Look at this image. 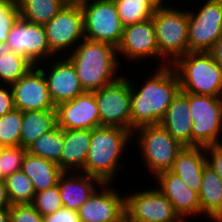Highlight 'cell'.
I'll return each instance as SVG.
<instances>
[{"label": "cell", "instance_id": "cell-1", "mask_svg": "<svg viewBox=\"0 0 222 222\" xmlns=\"http://www.w3.org/2000/svg\"><path fill=\"white\" fill-rule=\"evenodd\" d=\"M161 65L142 87L139 86V90L130 82L132 134L140 126L160 124L167 108L181 91L173 66L166 65L165 62Z\"/></svg>", "mask_w": 222, "mask_h": 222}, {"label": "cell", "instance_id": "cell-2", "mask_svg": "<svg viewBox=\"0 0 222 222\" xmlns=\"http://www.w3.org/2000/svg\"><path fill=\"white\" fill-rule=\"evenodd\" d=\"M71 49L67 59L73 64L85 91L99 90L121 77L116 76L119 56L111 44L84 38Z\"/></svg>", "mask_w": 222, "mask_h": 222}, {"label": "cell", "instance_id": "cell-3", "mask_svg": "<svg viewBox=\"0 0 222 222\" xmlns=\"http://www.w3.org/2000/svg\"><path fill=\"white\" fill-rule=\"evenodd\" d=\"M131 137V132L120 127L92 129L86 163L81 172L98 178L102 183H114L118 169L123 167L119 160Z\"/></svg>", "mask_w": 222, "mask_h": 222}, {"label": "cell", "instance_id": "cell-4", "mask_svg": "<svg viewBox=\"0 0 222 222\" xmlns=\"http://www.w3.org/2000/svg\"><path fill=\"white\" fill-rule=\"evenodd\" d=\"M172 66L182 92L222 97V68L209 52H188Z\"/></svg>", "mask_w": 222, "mask_h": 222}, {"label": "cell", "instance_id": "cell-5", "mask_svg": "<svg viewBox=\"0 0 222 222\" xmlns=\"http://www.w3.org/2000/svg\"><path fill=\"white\" fill-rule=\"evenodd\" d=\"M152 21L160 57L166 65H172L189 52L188 11L166 5L157 7Z\"/></svg>", "mask_w": 222, "mask_h": 222}, {"label": "cell", "instance_id": "cell-6", "mask_svg": "<svg viewBox=\"0 0 222 222\" xmlns=\"http://www.w3.org/2000/svg\"><path fill=\"white\" fill-rule=\"evenodd\" d=\"M136 131H139V134ZM135 132L143 163L148 170L153 172V175L170 170L183 146L161 124L140 126L134 129L133 137L136 136Z\"/></svg>", "mask_w": 222, "mask_h": 222}, {"label": "cell", "instance_id": "cell-7", "mask_svg": "<svg viewBox=\"0 0 222 222\" xmlns=\"http://www.w3.org/2000/svg\"><path fill=\"white\" fill-rule=\"evenodd\" d=\"M189 109L192 119V147L222 143V97L189 93Z\"/></svg>", "mask_w": 222, "mask_h": 222}, {"label": "cell", "instance_id": "cell-8", "mask_svg": "<svg viewBox=\"0 0 222 222\" xmlns=\"http://www.w3.org/2000/svg\"><path fill=\"white\" fill-rule=\"evenodd\" d=\"M86 39L119 45L124 26L113 0H90L80 4Z\"/></svg>", "mask_w": 222, "mask_h": 222}, {"label": "cell", "instance_id": "cell-9", "mask_svg": "<svg viewBox=\"0 0 222 222\" xmlns=\"http://www.w3.org/2000/svg\"><path fill=\"white\" fill-rule=\"evenodd\" d=\"M130 81L121 76L95 91L101 126H115L131 132Z\"/></svg>", "mask_w": 222, "mask_h": 222}, {"label": "cell", "instance_id": "cell-10", "mask_svg": "<svg viewBox=\"0 0 222 222\" xmlns=\"http://www.w3.org/2000/svg\"><path fill=\"white\" fill-rule=\"evenodd\" d=\"M203 6L188 12L189 52H209L222 36V4L207 0Z\"/></svg>", "mask_w": 222, "mask_h": 222}, {"label": "cell", "instance_id": "cell-11", "mask_svg": "<svg viewBox=\"0 0 222 222\" xmlns=\"http://www.w3.org/2000/svg\"><path fill=\"white\" fill-rule=\"evenodd\" d=\"M127 222H178L182 218L157 188L125 195Z\"/></svg>", "mask_w": 222, "mask_h": 222}, {"label": "cell", "instance_id": "cell-12", "mask_svg": "<svg viewBox=\"0 0 222 222\" xmlns=\"http://www.w3.org/2000/svg\"><path fill=\"white\" fill-rule=\"evenodd\" d=\"M51 52L59 54L84 38V16L80 4H66L44 25ZM79 41V42H78Z\"/></svg>", "mask_w": 222, "mask_h": 222}, {"label": "cell", "instance_id": "cell-13", "mask_svg": "<svg viewBox=\"0 0 222 222\" xmlns=\"http://www.w3.org/2000/svg\"><path fill=\"white\" fill-rule=\"evenodd\" d=\"M7 43L13 52L22 54L35 66L45 58L54 59L55 56L50 50L44 25L30 23L20 16L9 32Z\"/></svg>", "mask_w": 222, "mask_h": 222}, {"label": "cell", "instance_id": "cell-14", "mask_svg": "<svg viewBox=\"0 0 222 222\" xmlns=\"http://www.w3.org/2000/svg\"><path fill=\"white\" fill-rule=\"evenodd\" d=\"M111 185L112 183H102L101 190H95L80 206L77 212L81 222H127L125 196L120 195Z\"/></svg>", "mask_w": 222, "mask_h": 222}, {"label": "cell", "instance_id": "cell-15", "mask_svg": "<svg viewBox=\"0 0 222 222\" xmlns=\"http://www.w3.org/2000/svg\"><path fill=\"white\" fill-rule=\"evenodd\" d=\"M15 109L22 112L32 110H55L46 79L38 65L33 66L17 82L11 85Z\"/></svg>", "mask_w": 222, "mask_h": 222}, {"label": "cell", "instance_id": "cell-16", "mask_svg": "<svg viewBox=\"0 0 222 222\" xmlns=\"http://www.w3.org/2000/svg\"><path fill=\"white\" fill-rule=\"evenodd\" d=\"M57 126L62 130L89 129L101 126L95 91L85 92L55 107Z\"/></svg>", "mask_w": 222, "mask_h": 222}, {"label": "cell", "instance_id": "cell-17", "mask_svg": "<svg viewBox=\"0 0 222 222\" xmlns=\"http://www.w3.org/2000/svg\"><path fill=\"white\" fill-rule=\"evenodd\" d=\"M116 49L118 55L124 56L128 60L127 62L159 57L152 18L125 26L121 41Z\"/></svg>", "mask_w": 222, "mask_h": 222}, {"label": "cell", "instance_id": "cell-18", "mask_svg": "<svg viewBox=\"0 0 222 222\" xmlns=\"http://www.w3.org/2000/svg\"><path fill=\"white\" fill-rule=\"evenodd\" d=\"M48 72L39 67L47 82L50 98L55 107L63 102L71 101L85 93L73 64L63 56L53 62Z\"/></svg>", "mask_w": 222, "mask_h": 222}, {"label": "cell", "instance_id": "cell-19", "mask_svg": "<svg viewBox=\"0 0 222 222\" xmlns=\"http://www.w3.org/2000/svg\"><path fill=\"white\" fill-rule=\"evenodd\" d=\"M158 190L172 203L181 218L201 215L199 194L189 189L182 179L170 170L155 175ZM160 185V186H159Z\"/></svg>", "mask_w": 222, "mask_h": 222}, {"label": "cell", "instance_id": "cell-20", "mask_svg": "<svg viewBox=\"0 0 222 222\" xmlns=\"http://www.w3.org/2000/svg\"><path fill=\"white\" fill-rule=\"evenodd\" d=\"M160 124L183 147H192V119L188 92L178 93Z\"/></svg>", "mask_w": 222, "mask_h": 222}, {"label": "cell", "instance_id": "cell-21", "mask_svg": "<svg viewBox=\"0 0 222 222\" xmlns=\"http://www.w3.org/2000/svg\"><path fill=\"white\" fill-rule=\"evenodd\" d=\"M70 173L72 172H63L61 174L58 181V188L63 207L78 211L80 206H82L97 189L95 185L100 186L102 182L98 178L83 172H80L81 174L75 173L71 176L69 175Z\"/></svg>", "mask_w": 222, "mask_h": 222}, {"label": "cell", "instance_id": "cell-22", "mask_svg": "<svg viewBox=\"0 0 222 222\" xmlns=\"http://www.w3.org/2000/svg\"><path fill=\"white\" fill-rule=\"evenodd\" d=\"M90 140L91 130L89 129L63 130V150L57 162L58 167L63 172L82 171L86 163Z\"/></svg>", "mask_w": 222, "mask_h": 222}, {"label": "cell", "instance_id": "cell-23", "mask_svg": "<svg viewBox=\"0 0 222 222\" xmlns=\"http://www.w3.org/2000/svg\"><path fill=\"white\" fill-rule=\"evenodd\" d=\"M206 164L207 156L204 147H183L177 154L170 171L179 176L189 189L199 194Z\"/></svg>", "mask_w": 222, "mask_h": 222}, {"label": "cell", "instance_id": "cell-24", "mask_svg": "<svg viewBox=\"0 0 222 222\" xmlns=\"http://www.w3.org/2000/svg\"><path fill=\"white\" fill-rule=\"evenodd\" d=\"M199 202L202 214L213 222H222V179L207 164L203 169Z\"/></svg>", "mask_w": 222, "mask_h": 222}, {"label": "cell", "instance_id": "cell-25", "mask_svg": "<svg viewBox=\"0 0 222 222\" xmlns=\"http://www.w3.org/2000/svg\"><path fill=\"white\" fill-rule=\"evenodd\" d=\"M21 170L33 182L35 192L44 191L58 185L63 171L56 162L26 152Z\"/></svg>", "mask_w": 222, "mask_h": 222}, {"label": "cell", "instance_id": "cell-26", "mask_svg": "<svg viewBox=\"0 0 222 222\" xmlns=\"http://www.w3.org/2000/svg\"><path fill=\"white\" fill-rule=\"evenodd\" d=\"M57 126L56 110H32L22 112L20 146L28 148L42 134Z\"/></svg>", "mask_w": 222, "mask_h": 222}, {"label": "cell", "instance_id": "cell-27", "mask_svg": "<svg viewBox=\"0 0 222 222\" xmlns=\"http://www.w3.org/2000/svg\"><path fill=\"white\" fill-rule=\"evenodd\" d=\"M33 66L22 54L13 52L7 42H0V81L4 86L17 82Z\"/></svg>", "mask_w": 222, "mask_h": 222}, {"label": "cell", "instance_id": "cell-28", "mask_svg": "<svg viewBox=\"0 0 222 222\" xmlns=\"http://www.w3.org/2000/svg\"><path fill=\"white\" fill-rule=\"evenodd\" d=\"M19 16L30 23L47 24L67 3L65 0H16Z\"/></svg>", "mask_w": 222, "mask_h": 222}, {"label": "cell", "instance_id": "cell-29", "mask_svg": "<svg viewBox=\"0 0 222 222\" xmlns=\"http://www.w3.org/2000/svg\"><path fill=\"white\" fill-rule=\"evenodd\" d=\"M123 26L151 19L156 5L150 0H113Z\"/></svg>", "mask_w": 222, "mask_h": 222}, {"label": "cell", "instance_id": "cell-30", "mask_svg": "<svg viewBox=\"0 0 222 222\" xmlns=\"http://www.w3.org/2000/svg\"><path fill=\"white\" fill-rule=\"evenodd\" d=\"M63 150V130L56 126L50 132L42 134L28 148L31 155L42 157L53 162L60 160Z\"/></svg>", "mask_w": 222, "mask_h": 222}, {"label": "cell", "instance_id": "cell-31", "mask_svg": "<svg viewBox=\"0 0 222 222\" xmlns=\"http://www.w3.org/2000/svg\"><path fill=\"white\" fill-rule=\"evenodd\" d=\"M9 200L14 204H31L35 188L31 179L19 170L4 178Z\"/></svg>", "mask_w": 222, "mask_h": 222}, {"label": "cell", "instance_id": "cell-32", "mask_svg": "<svg viewBox=\"0 0 222 222\" xmlns=\"http://www.w3.org/2000/svg\"><path fill=\"white\" fill-rule=\"evenodd\" d=\"M22 111L13 109L0 116V147L20 145Z\"/></svg>", "mask_w": 222, "mask_h": 222}, {"label": "cell", "instance_id": "cell-33", "mask_svg": "<svg viewBox=\"0 0 222 222\" xmlns=\"http://www.w3.org/2000/svg\"><path fill=\"white\" fill-rule=\"evenodd\" d=\"M26 152L20 145L0 147V172L4 178L21 170Z\"/></svg>", "mask_w": 222, "mask_h": 222}, {"label": "cell", "instance_id": "cell-34", "mask_svg": "<svg viewBox=\"0 0 222 222\" xmlns=\"http://www.w3.org/2000/svg\"><path fill=\"white\" fill-rule=\"evenodd\" d=\"M31 205L44 217L63 207L58 185L36 192Z\"/></svg>", "mask_w": 222, "mask_h": 222}, {"label": "cell", "instance_id": "cell-35", "mask_svg": "<svg viewBox=\"0 0 222 222\" xmlns=\"http://www.w3.org/2000/svg\"><path fill=\"white\" fill-rule=\"evenodd\" d=\"M18 17L16 0H0V42H7L9 32Z\"/></svg>", "mask_w": 222, "mask_h": 222}, {"label": "cell", "instance_id": "cell-36", "mask_svg": "<svg viewBox=\"0 0 222 222\" xmlns=\"http://www.w3.org/2000/svg\"><path fill=\"white\" fill-rule=\"evenodd\" d=\"M9 222H43V216L31 204H14Z\"/></svg>", "mask_w": 222, "mask_h": 222}, {"label": "cell", "instance_id": "cell-37", "mask_svg": "<svg viewBox=\"0 0 222 222\" xmlns=\"http://www.w3.org/2000/svg\"><path fill=\"white\" fill-rule=\"evenodd\" d=\"M207 156V165L211 167L222 179V143L204 147ZM209 158V159H208Z\"/></svg>", "mask_w": 222, "mask_h": 222}, {"label": "cell", "instance_id": "cell-38", "mask_svg": "<svg viewBox=\"0 0 222 222\" xmlns=\"http://www.w3.org/2000/svg\"><path fill=\"white\" fill-rule=\"evenodd\" d=\"M43 222H81L78 212L61 207L56 212L43 217Z\"/></svg>", "mask_w": 222, "mask_h": 222}, {"label": "cell", "instance_id": "cell-39", "mask_svg": "<svg viewBox=\"0 0 222 222\" xmlns=\"http://www.w3.org/2000/svg\"><path fill=\"white\" fill-rule=\"evenodd\" d=\"M0 116H3L4 114L11 112L15 107L13 103V94L11 86L10 88H3L2 85H0Z\"/></svg>", "mask_w": 222, "mask_h": 222}, {"label": "cell", "instance_id": "cell-40", "mask_svg": "<svg viewBox=\"0 0 222 222\" xmlns=\"http://www.w3.org/2000/svg\"><path fill=\"white\" fill-rule=\"evenodd\" d=\"M209 53L212 55L214 61L222 68V36L213 45Z\"/></svg>", "mask_w": 222, "mask_h": 222}, {"label": "cell", "instance_id": "cell-41", "mask_svg": "<svg viewBox=\"0 0 222 222\" xmlns=\"http://www.w3.org/2000/svg\"><path fill=\"white\" fill-rule=\"evenodd\" d=\"M5 180L0 181V208L11 207Z\"/></svg>", "mask_w": 222, "mask_h": 222}, {"label": "cell", "instance_id": "cell-42", "mask_svg": "<svg viewBox=\"0 0 222 222\" xmlns=\"http://www.w3.org/2000/svg\"><path fill=\"white\" fill-rule=\"evenodd\" d=\"M10 207L0 208V222H9Z\"/></svg>", "mask_w": 222, "mask_h": 222}, {"label": "cell", "instance_id": "cell-43", "mask_svg": "<svg viewBox=\"0 0 222 222\" xmlns=\"http://www.w3.org/2000/svg\"><path fill=\"white\" fill-rule=\"evenodd\" d=\"M90 0H65L67 4H82Z\"/></svg>", "mask_w": 222, "mask_h": 222}, {"label": "cell", "instance_id": "cell-44", "mask_svg": "<svg viewBox=\"0 0 222 222\" xmlns=\"http://www.w3.org/2000/svg\"><path fill=\"white\" fill-rule=\"evenodd\" d=\"M150 1L153 2L156 5V7H164L165 4L163 3L165 0H150Z\"/></svg>", "mask_w": 222, "mask_h": 222}, {"label": "cell", "instance_id": "cell-45", "mask_svg": "<svg viewBox=\"0 0 222 222\" xmlns=\"http://www.w3.org/2000/svg\"><path fill=\"white\" fill-rule=\"evenodd\" d=\"M4 177L2 176L1 172H0V181H3Z\"/></svg>", "mask_w": 222, "mask_h": 222}, {"label": "cell", "instance_id": "cell-46", "mask_svg": "<svg viewBox=\"0 0 222 222\" xmlns=\"http://www.w3.org/2000/svg\"><path fill=\"white\" fill-rule=\"evenodd\" d=\"M184 219H185V218H182V219H181L180 221H178V222H183V221L185 222V220H184Z\"/></svg>", "mask_w": 222, "mask_h": 222}]
</instances>
